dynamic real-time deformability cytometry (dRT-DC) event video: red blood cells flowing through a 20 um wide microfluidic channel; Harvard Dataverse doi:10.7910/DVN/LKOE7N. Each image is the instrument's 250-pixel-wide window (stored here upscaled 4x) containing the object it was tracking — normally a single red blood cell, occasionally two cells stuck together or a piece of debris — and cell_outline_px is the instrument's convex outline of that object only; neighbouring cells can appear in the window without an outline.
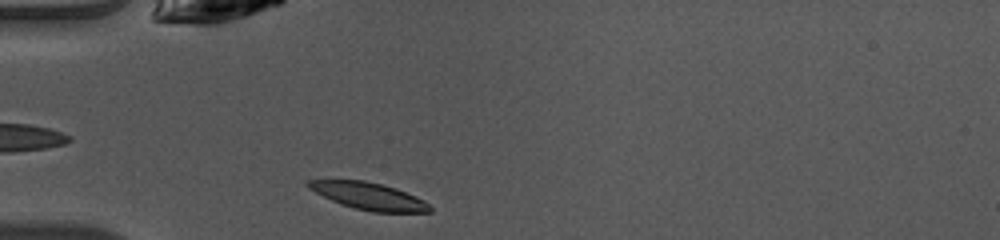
{"species": "common noctule bat (a hibernating species)", "species_latin": "Nyctalus noctula", "temperature_condition": "warm", "stored_images_in_passage": 31, "camera_frame_rate_fps": 3000, "um_per_image_px": 0.085, "animal": {"sex": "female", "body_mass_g": 10.0, "forearm_length_mm": 53.1}, "frame": {"image": 1, "passage_image": 1, "time_ms": 0.0, "image_size_px": [1000, 240], "cell_outline_px": [[432, 212], [372, 212], [340, 204], [308, 188], [304, 184], [308, 180], [364, 180], [396, 188], [416, 196], [424, 200], [432, 208]], "centroid_in_image_um": [31.36, 16.66], "position_along_channel_um": 53.6, "area_um2": 19.07}}
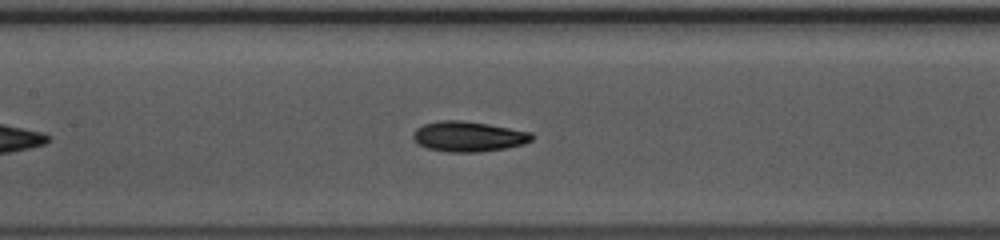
{"frame": {"image": 2, "passage_image": 10, "time_ms": 3.0, "image_size_px": [1000, 240], "cell_outline_px": [[532, 140], [524, 144], [504, 148], [480, 152], [448, 152], [428, 148], [412, 140], [412, 132], [416, 128], [424, 124], [440, 120], [460, 120], [488, 124], [532, 132]], "centroid_in_image_um": [39.79, 11.6], "position_along_channel_um": 167.6, "area_um2": 20.92}}
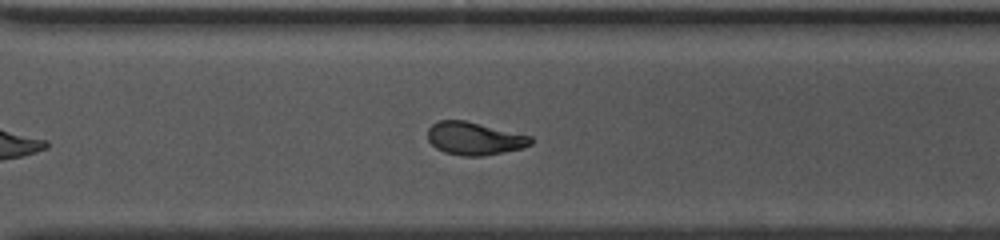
{"frame": {"image": 3, "passage_image": 22, "time_ms": 7.0, "image_size_px": [1000, 240], "cell_outline_px": [[532, 144], [520, 148], [484, 156], [460, 156], [444, 152], [436, 148], [428, 140], [428, 128], [432, 124], [440, 120], [464, 120], [532, 136]], "centroid_in_image_um": [40.3, 11.77], "position_along_channel_um": 330.3, "area_um2": 19.65}, "authors_computed_cell_mechanics": {"area_um2": 20.1144, "velocity_mm_per_s": 4.0791, "shape_relaxation_time_tau1_ms": 2.8426, "shape_relaxation_time_tau2_ms": 2.6144, "deformation_change_tau1": 0.1559, "deformation_change_tau2": 0.0942}}